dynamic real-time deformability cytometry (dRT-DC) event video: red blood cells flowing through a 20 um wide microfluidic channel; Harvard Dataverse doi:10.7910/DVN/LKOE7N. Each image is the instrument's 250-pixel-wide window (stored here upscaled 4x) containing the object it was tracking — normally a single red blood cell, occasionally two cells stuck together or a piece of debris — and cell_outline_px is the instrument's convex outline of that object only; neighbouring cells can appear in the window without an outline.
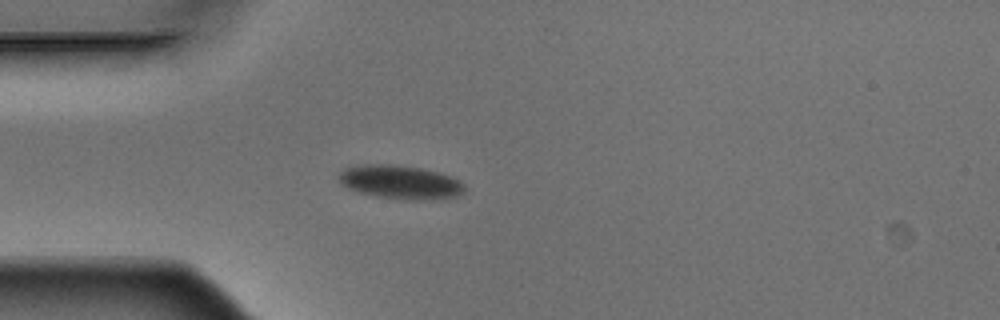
{"species": "Egyptian fruit bat (a non-hibernating species)", "species_latin": "Rousettus aegyptiacus", "temperature_condition": "warm", "stored_images_in_passage": 4, "camera_frame_rate_fps": 3000, "um_per_image_px": 0.085, "animal": {"sex": "male"}, "frame": {"image": 1, "passage_image": 3, "time_ms": 0.667, "image_size_px": [1000, 320], "cell_outline_px": [[464, 192], [456, 196], [424, 200], [404, 200], [376, 196], [356, 192], [340, 184], [336, 176], [344, 168], [364, 164], [392, 164], [420, 168], [452, 176], [464, 184]], "centroid_in_image_um": [33.96, 15.48], "position_along_channel_um": 51.0, "area_um2": 24.85}}